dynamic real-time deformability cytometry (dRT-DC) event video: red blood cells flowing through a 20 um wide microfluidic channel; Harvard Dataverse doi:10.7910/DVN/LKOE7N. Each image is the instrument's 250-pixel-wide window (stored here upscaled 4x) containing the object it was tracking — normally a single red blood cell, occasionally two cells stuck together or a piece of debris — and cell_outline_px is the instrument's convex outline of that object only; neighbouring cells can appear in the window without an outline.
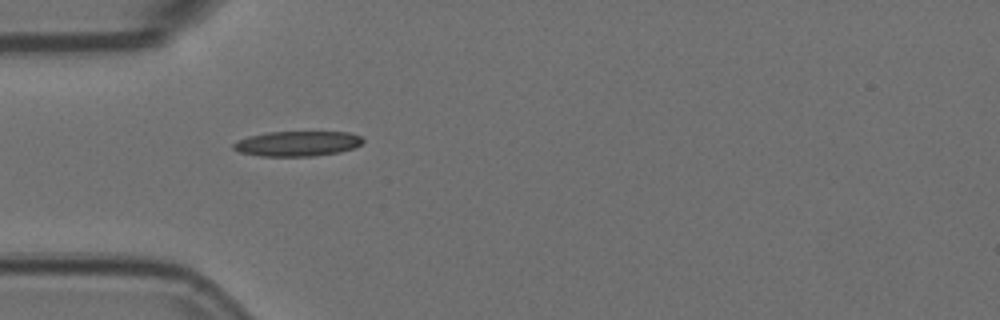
{"species": "Egyptian fruit bat (a non-hibernating species)", "species_latin": "Rousettus aegyptiacus", "temperature_condition": "room temperature", "stored_images_in_passage": 3, "camera_frame_rate_fps": 3000, "um_per_image_px": 0.085, "animal": {"sex": "female"}, "frame": {"image": 1, "passage_image": 3, "time_ms": 0.667, "image_size_px": [1000, 320], "cell_outline_px": [[364, 140], [360, 144], [352, 148], [340, 152], [312, 156], [260, 156], [240, 152], [232, 148], [232, 144], [236, 140], [248, 136], [268, 132], [352, 132], [364, 136]], "centroid_in_image_um": [25.28, 12.2], "position_along_channel_um": 59.7, "area_um2": 19.07}}